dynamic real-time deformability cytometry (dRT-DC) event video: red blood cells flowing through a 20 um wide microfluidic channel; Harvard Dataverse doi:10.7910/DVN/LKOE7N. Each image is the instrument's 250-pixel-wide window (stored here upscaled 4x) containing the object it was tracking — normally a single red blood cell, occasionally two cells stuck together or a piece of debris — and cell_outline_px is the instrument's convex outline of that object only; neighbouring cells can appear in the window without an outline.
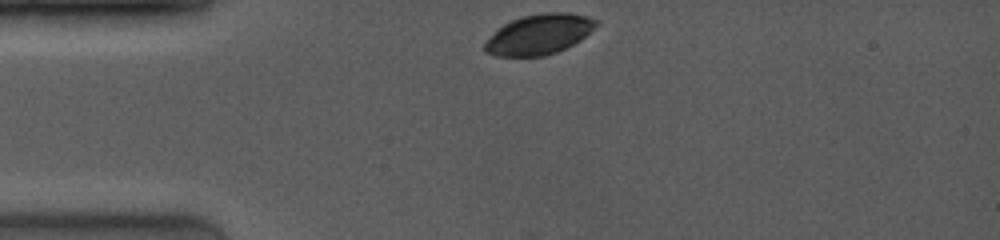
{"species": "common noctule bat (a hibernating species)", "species_latin": "Nyctalus noctula", "temperature_condition": "room temperature", "stored_images_in_passage": 4, "camera_frame_rate_fps": 4000, "um_per_image_px": 0.085, "animal": {"sex": "female", "body_mass_g": 19.0, "forearm_length_mm": 53.3}, "frame": {"image": 1, "passage_image": 1, "time_ms": 0.0, "image_size_px": [1000, 240], "cell_outline_px": [[600, 20], [580, 40], [556, 52], [544, 56], [496, 56], [484, 52], [484, 44], [504, 24], [520, 16], [548, 12], [568, 12], [588, 16]], "centroid_in_image_um": [45.83, 2.91], "position_along_channel_um": 39.2, "area_um2": 25.72}}
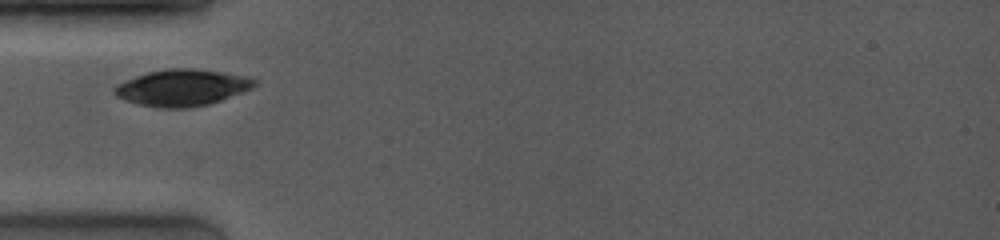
{"frame": {"image": 2, "passage_image": 3, "time_ms": 1.5, "image_size_px": [1000, 240], "cell_outline_px": [[260, 84], [244, 92], [208, 104], [188, 108], [160, 108], [140, 104], [124, 100], [116, 96], [112, 92], [112, 88], [116, 84], [124, 80], [148, 72], [168, 68], [192, 68], [220, 72], [244, 76], [256, 80]], "centroid_in_image_um": [15.45, 7.45], "position_along_channel_um": 69.6, "area_um2": 29.88}}